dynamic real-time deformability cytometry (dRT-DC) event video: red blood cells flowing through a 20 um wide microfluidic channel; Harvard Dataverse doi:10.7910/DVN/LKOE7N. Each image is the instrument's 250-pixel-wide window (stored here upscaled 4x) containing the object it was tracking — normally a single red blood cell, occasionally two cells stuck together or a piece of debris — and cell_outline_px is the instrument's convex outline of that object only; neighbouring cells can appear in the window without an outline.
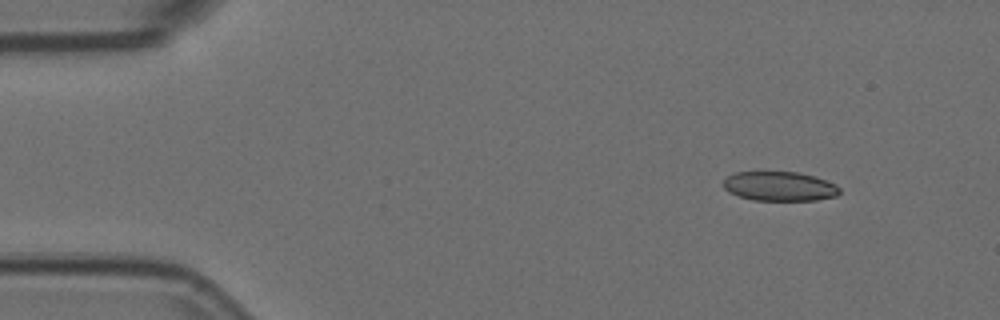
{"species": "Egyptian fruit bat (a non-hibernating species)", "species_latin": "Rousettus aegyptiacus", "temperature_condition": "room temperature", "stored_images_in_passage": 4, "camera_frame_rate_fps": 3000, "um_per_image_px": 0.085, "animal": {"sex": "female"}, "frame": {"image": 1, "passage_image": 1, "time_ms": 0.0, "image_size_px": [1000, 320], "cell_outline_px": [[840, 192], [836, 196], [816, 200], [752, 200], [728, 192], [724, 188], [724, 180], [728, 176], [736, 172], [800, 172], [836, 184], [840, 188]], "centroid_in_image_um": [66.26, 15.83], "position_along_channel_um": 18.7, "area_um2": 19.77}}